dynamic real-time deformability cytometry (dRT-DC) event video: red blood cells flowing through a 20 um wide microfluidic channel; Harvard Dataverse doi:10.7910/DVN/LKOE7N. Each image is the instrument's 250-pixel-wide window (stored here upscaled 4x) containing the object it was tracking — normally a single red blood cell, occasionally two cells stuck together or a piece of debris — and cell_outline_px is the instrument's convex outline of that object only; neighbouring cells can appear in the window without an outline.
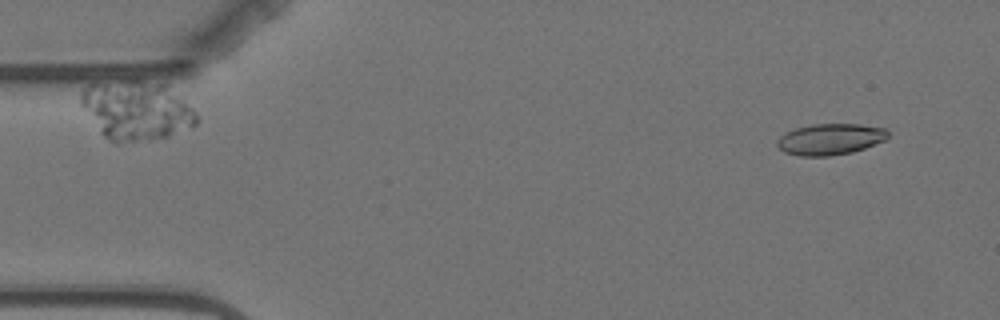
{"species": "Egyptian fruit bat (a non-hibernating species)", "species_latin": "Rousettus aegyptiacus", "temperature_condition": "warm", "stored_images_in_passage": 4, "camera_frame_rate_fps": 3000, "um_per_image_px": 0.085, "animal": {"sex": "female"}, "frame": {"image": 1, "passage_image": 1, "time_ms": 0.0, "image_size_px": [1000, 320], "cell_outline_px": [[888, 136], [884, 140], [864, 148], [852, 152], [828, 156], [800, 156], [784, 152], [776, 144], [776, 140], [784, 132], [796, 128], [812, 124], [860, 124], [888, 128]], "centroid_in_image_um": [70.55, 11.82], "position_along_channel_um": 14.4, "area_um2": 20.23}}
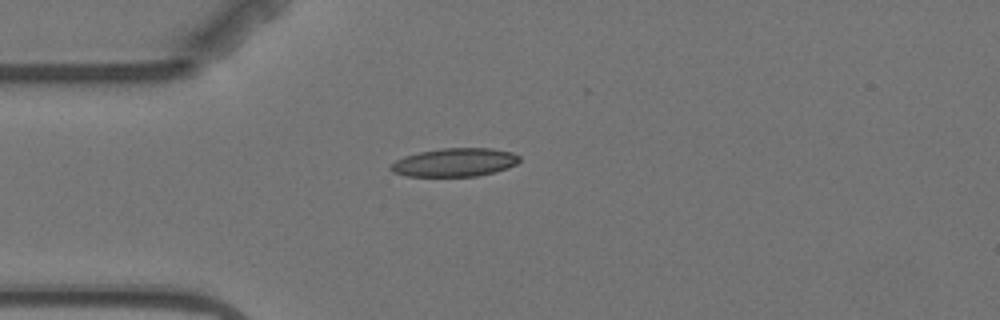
{"frame": {"image": 2, "passage_image": 4, "time_ms": 3.333, "image_size_px": [1000, 320], "cell_outline_px": [[520, 160], [516, 164], [508, 168], [476, 176], [404, 176], [392, 172], [388, 168], [388, 164], [404, 156], [420, 152], [440, 148], [492, 148], [512, 152], [520, 156]], "centroid_in_image_um": [38.61, 13.8], "position_along_channel_um": 46.4, "area_um2": 21.44}}